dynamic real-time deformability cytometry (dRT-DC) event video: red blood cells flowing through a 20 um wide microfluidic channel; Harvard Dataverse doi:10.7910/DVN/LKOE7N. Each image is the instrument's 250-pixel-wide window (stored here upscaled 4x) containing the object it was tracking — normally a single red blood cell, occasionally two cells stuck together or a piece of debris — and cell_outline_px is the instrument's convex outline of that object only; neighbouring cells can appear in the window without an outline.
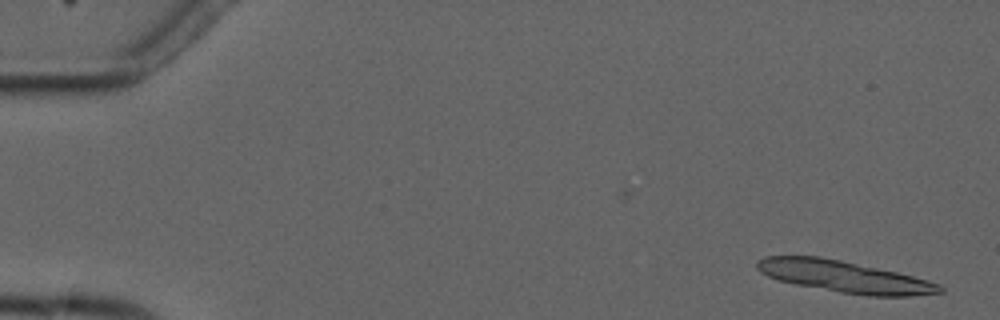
{"species": "common noctule bat (a hibernating species)", "species_latin": "Nyctalus noctula", "temperature_condition": "cold", "stored_images_in_passage": 4, "camera_frame_rate_fps": 3000, "um_per_image_px": 0.085, "animal": {"sex": "male", "forearm_length_mm": 52.5}, "frame": {"image": 1, "passage_image": 1, "time_ms": 0.0, "image_size_px": [1000, 320], "cell_outline_px": [[944, 292], [908, 296], [868, 296], [840, 292], [796, 284], [780, 280], [768, 276], [760, 272], [756, 268], [756, 260], [764, 256], [820, 256], [840, 260], [896, 272], [928, 280], [940, 284], [944, 288]], "centroid_in_image_um": [71.76, 23.51], "position_along_channel_um": 13.2, "area_um2": 33.47}}